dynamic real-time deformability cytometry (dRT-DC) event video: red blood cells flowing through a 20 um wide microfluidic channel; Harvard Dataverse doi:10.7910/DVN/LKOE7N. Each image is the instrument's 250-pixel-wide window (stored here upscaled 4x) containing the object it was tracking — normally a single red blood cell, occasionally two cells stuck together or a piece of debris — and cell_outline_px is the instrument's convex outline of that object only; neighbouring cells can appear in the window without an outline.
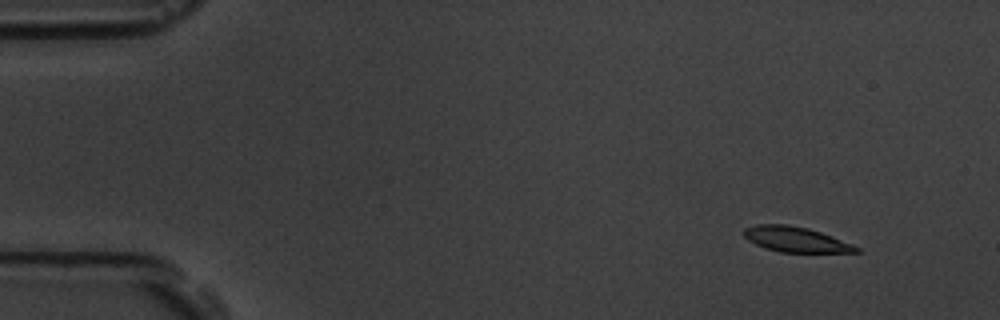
{"species": "common noctule bat (a hibernating species)", "species_latin": "Nyctalus noctula", "temperature_condition": "room temperature", "stored_images_in_passage": 6, "camera_frame_rate_fps": 3000, "um_per_image_px": 0.085, "animal": {"sex": "male", "body_mass_g": 19.5, "forearm_length_mm": 54.6}, "frame": {"image": 1, "passage_image": 2, "time_ms": 1.0, "image_size_px": [1000, 320], "cell_outline_px": [[860, 252], [780, 252], [764, 248], [748, 240], [744, 236], [744, 228], [756, 224], [788, 224], [808, 228], [820, 232], [852, 244], [860, 248]], "centroid_in_image_um": [67.6, 20.34], "position_along_channel_um": 17.4, "area_um2": 16.42}}
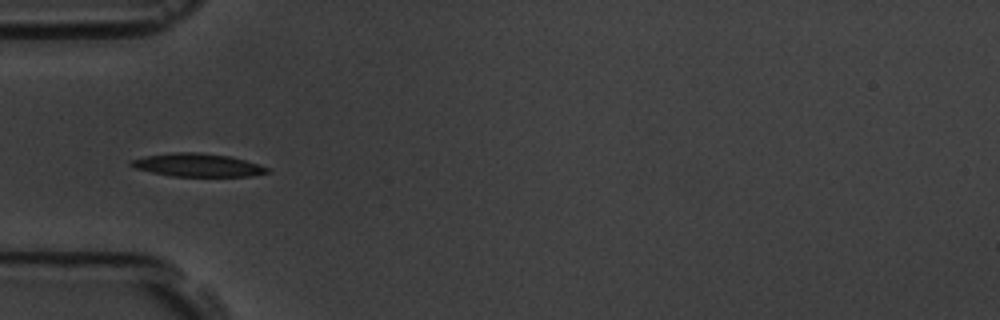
{"frame": {"image": 2, "passage_image": 5, "time_ms": 5.333, "image_size_px": [1000, 320], "cell_outline_px": [[272, 172], [252, 176], [172, 176], [152, 172], [136, 168], [128, 164], [128, 160], [144, 156], [176, 152], [200, 152], [232, 156], [268, 168]], "centroid_in_image_um": [16.78, 14.02], "position_along_channel_um": 68.2, "area_um2": 18.38}}
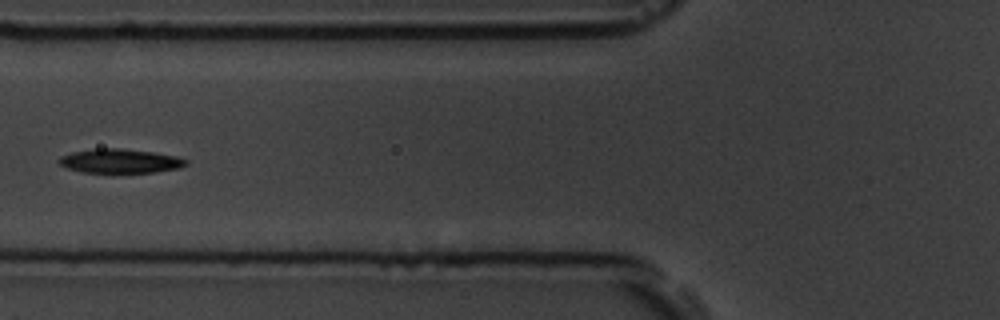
{"frame": {"image": 3, "passage_image": 6, "time_ms": 6.667, "image_size_px": [1000, 320], "cell_outline_px": [[188, 164], [180, 168], [156, 172], [80, 172], [68, 168], [60, 164], [56, 160], [60, 156], [72, 152], [96, 148], [120, 148], [156, 152], [176, 156], [188, 160]], "centroid_in_image_um": [10.22, 13.68], "position_along_channel_um": 115.6, "area_um2": 17.98}}